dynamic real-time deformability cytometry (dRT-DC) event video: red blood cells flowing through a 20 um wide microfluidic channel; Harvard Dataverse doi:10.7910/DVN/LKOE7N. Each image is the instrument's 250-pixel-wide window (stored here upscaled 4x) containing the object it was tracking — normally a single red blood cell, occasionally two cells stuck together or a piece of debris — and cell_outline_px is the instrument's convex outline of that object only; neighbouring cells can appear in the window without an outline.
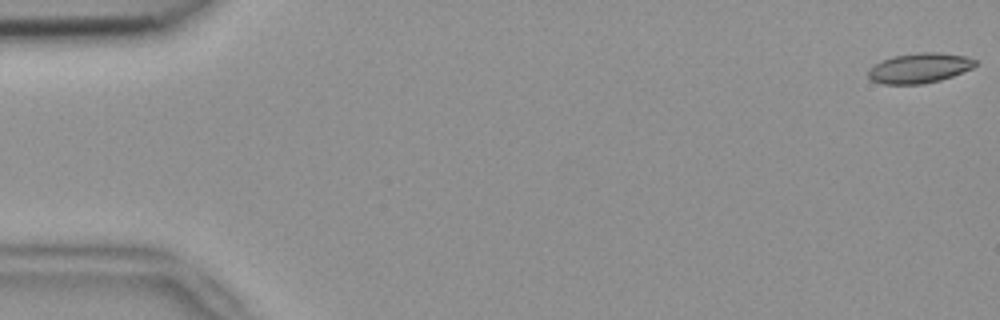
{"species": "common noctule bat (a hibernating species)", "species_latin": "Nyctalus noctula", "temperature_condition": "room temperature", "stored_images_in_passage": 53, "camera_frame_rate_fps": 3000, "um_per_image_px": 0.085, "animal": {"sex": "female", "body_mass_g": 18.4}, "frame": {"image": 1, "passage_image": 1, "time_ms": 0.0, "image_size_px": [1000, 320], "cell_outline_px": [[976, 64], [972, 68], [952, 76], [940, 80], [920, 84], [884, 84], [872, 80], [868, 76], [868, 72], [876, 64], [892, 56], [916, 52], [940, 52], [964, 56], [976, 60]], "centroid_in_image_um": [78.17, 5.77], "position_along_channel_um": 6.8, "area_um2": 18.5}}
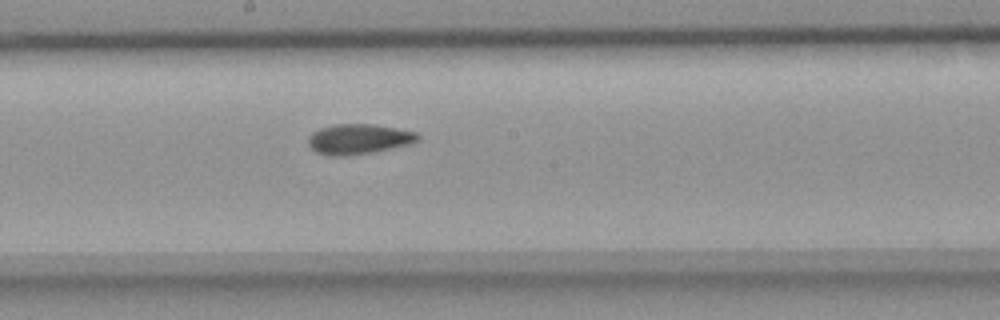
{"frame": {"image": 2, "passage_image": 29, "time_ms": 9.333, "image_size_px": [1000, 320], "cell_outline_px": [[420, 140], [412, 144], [368, 152], [332, 156], [316, 152], [308, 144], [308, 136], [312, 132], [320, 128], [332, 124], [376, 124], [416, 132], [420, 136]], "centroid_in_image_um": [30.49, 11.79], "position_along_channel_um": 217.7, "area_um2": 19.07}}
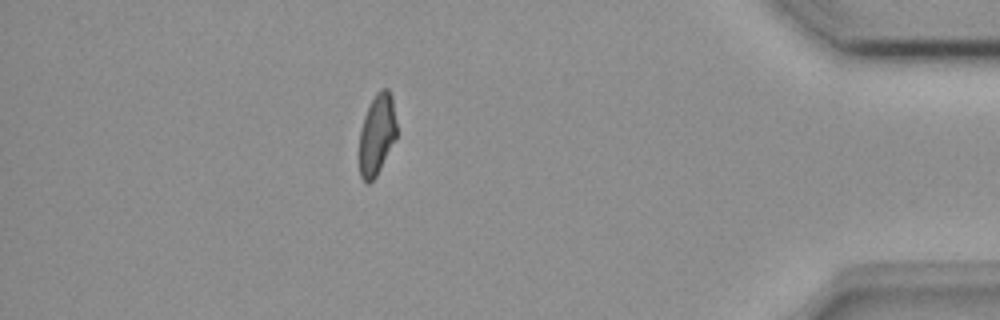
{"frame": {"image": 3, "passage_image": 47, "time_ms": 15.333, "image_size_px": [1000, 320], "cell_outline_px": [[396, 140], [376, 176], [368, 184], [360, 176], [360, 128], [364, 116], [376, 92], [384, 88], [388, 88], [392, 96], [396, 124]], "centroid_in_image_um": [32.05, 11.43], "position_along_channel_um": 403.2, "area_um2": 17.51}, "authors_computed_cell_mechanics": {"area_um2": 18.7272, "velocity_mm_per_s": 3.8219, "shape_relaxation_time_tau1_ms": null, "shape_relaxation_time_tau2_ms": 2.5612, "deformation_change_tau1": null, "deformation_change_tau2": 0.0832}}